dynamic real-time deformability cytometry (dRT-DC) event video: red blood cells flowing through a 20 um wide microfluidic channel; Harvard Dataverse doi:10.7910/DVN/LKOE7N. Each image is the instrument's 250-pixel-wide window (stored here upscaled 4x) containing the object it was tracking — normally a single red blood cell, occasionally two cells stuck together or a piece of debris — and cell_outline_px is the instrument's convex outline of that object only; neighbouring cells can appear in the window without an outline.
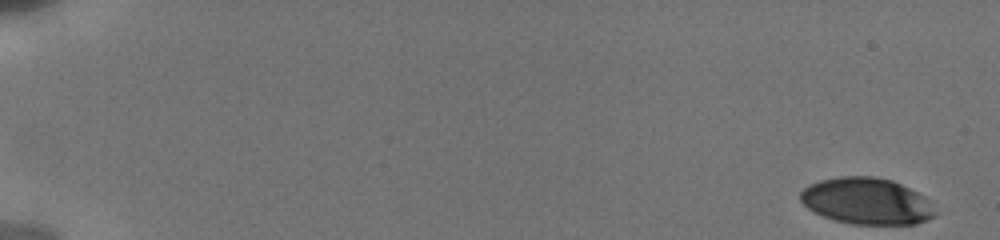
{"species": "human", "species_latin": "Homo sapiens", "temperature_condition": "cold", "stored_images_in_passage": 33, "camera_frame_rate_fps": 3000, "um_per_image_px": 0.085, "donor": {"sex": "male"}, "frame": {"image": 1, "passage_image": 1, "time_ms": 0.0, "image_size_px": [1000, 240], "cell_outline_px": [[936, 216], [916, 224], [852, 224], [836, 220], [824, 216], [808, 208], [800, 200], [800, 192], [808, 184], [820, 180], [840, 176], [872, 176], [892, 180], [924, 196], [928, 200], [936, 212]], "centroid_in_image_um": [73.66, 17.09], "position_along_channel_um": 11.3, "area_um2": 36.36}}
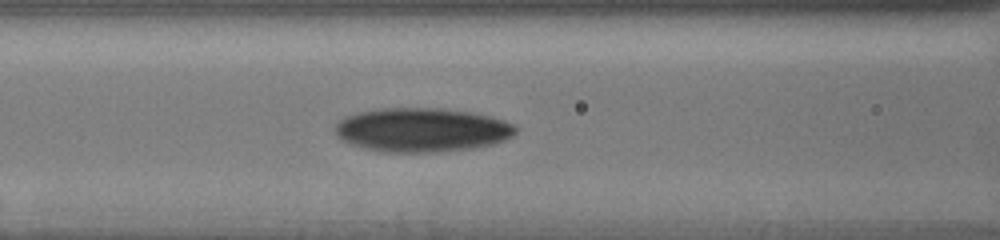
{"frame": {"image": 2, "passage_image": 15, "time_ms": 8.0, "image_size_px": [1000, 240], "cell_outline_px": [[520, 128], [512, 136], [504, 140], [492, 144], [472, 148], [436, 152], [380, 152], [364, 148], [352, 144], [336, 136], [336, 124], [344, 116], [360, 112], [380, 108], [440, 108], [472, 112], [492, 116], [516, 124]], "centroid_in_image_um": [35.9, 11.03], "position_along_channel_um": 130.7, "area_um2": 46.53}}
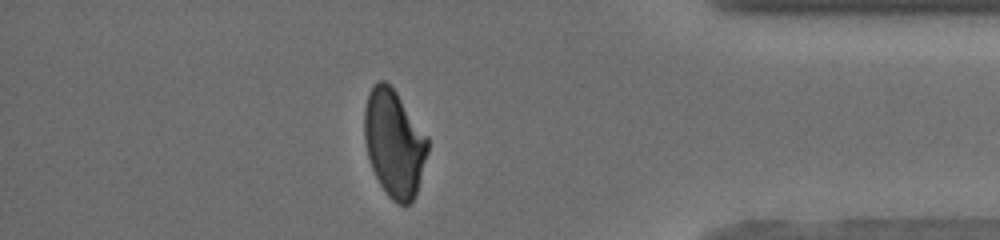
{"frame": {"image": 3, "passage_image": 28, "time_ms": 15.667, "image_size_px": [1000, 240], "cell_outline_px": [[428, 152], [416, 196], [412, 204], [396, 204], [388, 196], [380, 184], [372, 168], [368, 156], [364, 140], [364, 108], [368, 92], [380, 80], [384, 80], [396, 92], [428, 136]], "centroid_in_image_um": [33.51, 12.21], "position_along_channel_um": 401.7, "area_um2": 39.65}, "authors_computed_cell_mechanics": {"area_um2": 40.46, "velocity_mm_per_s": 3.8411, "shape_relaxation_time_tau1_ms": 5.2487, "shape_relaxation_time_tau2_ms": 2.5924, "deformation_change_tau1": 0.1516, "deformation_change_tau2": 0.0877}}